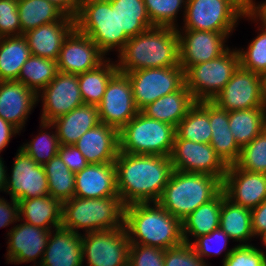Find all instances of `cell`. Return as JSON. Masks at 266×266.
I'll return each instance as SVG.
<instances>
[{
	"label": "cell",
	"mask_w": 266,
	"mask_h": 266,
	"mask_svg": "<svg viewBox=\"0 0 266 266\" xmlns=\"http://www.w3.org/2000/svg\"><path fill=\"white\" fill-rule=\"evenodd\" d=\"M114 164L124 206L158 202L173 172L170 157L160 155L119 152Z\"/></svg>",
	"instance_id": "6da1fadb"
},
{
	"label": "cell",
	"mask_w": 266,
	"mask_h": 266,
	"mask_svg": "<svg viewBox=\"0 0 266 266\" xmlns=\"http://www.w3.org/2000/svg\"><path fill=\"white\" fill-rule=\"evenodd\" d=\"M118 54L117 69L125 74L146 68L178 66L180 63L177 28H149L129 38Z\"/></svg>",
	"instance_id": "7a4b0ae2"
},
{
	"label": "cell",
	"mask_w": 266,
	"mask_h": 266,
	"mask_svg": "<svg viewBox=\"0 0 266 266\" xmlns=\"http://www.w3.org/2000/svg\"><path fill=\"white\" fill-rule=\"evenodd\" d=\"M124 226L131 244L166 250L184 243L182 221L171 215L158 202L125 206Z\"/></svg>",
	"instance_id": "3957f363"
},
{
	"label": "cell",
	"mask_w": 266,
	"mask_h": 266,
	"mask_svg": "<svg viewBox=\"0 0 266 266\" xmlns=\"http://www.w3.org/2000/svg\"><path fill=\"white\" fill-rule=\"evenodd\" d=\"M221 190L222 181L218 177L173 170L158 203L182 221Z\"/></svg>",
	"instance_id": "277c9868"
},
{
	"label": "cell",
	"mask_w": 266,
	"mask_h": 266,
	"mask_svg": "<svg viewBox=\"0 0 266 266\" xmlns=\"http://www.w3.org/2000/svg\"><path fill=\"white\" fill-rule=\"evenodd\" d=\"M124 207L119 196L73 197L62 203V227L81 235L80 229L84 234L116 229L124 225Z\"/></svg>",
	"instance_id": "5b68a950"
},
{
	"label": "cell",
	"mask_w": 266,
	"mask_h": 266,
	"mask_svg": "<svg viewBox=\"0 0 266 266\" xmlns=\"http://www.w3.org/2000/svg\"><path fill=\"white\" fill-rule=\"evenodd\" d=\"M175 135L174 126L139 112L119 131V152L169 157Z\"/></svg>",
	"instance_id": "8992f818"
},
{
	"label": "cell",
	"mask_w": 266,
	"mask_h": 266,
	"mask_svg": "<svg viewBox=\"0 0 266 266\" xmlns=\"http://www.w3.org/2000/svg\"><path fill=\"white\" fill-rule=\"evenodd\" d=\"M75 28L87 35L104 55L114 48L120 52L129 39L127 35H118L117 10L110 0H81Z\"/></svg>",
	"instance_id": "52a82bcc"
},
{
	"label": "cell",
	"mask_w": 266,
	"mask_h": 266,
	"mask_svg": "<svg viewBox=\"0 0 266 266\" xmlns=\"http://www.w3.org/2000/svg\"><path fill=\"white\" fill-rule=\"evenodd\" d=\"M239 65L237 48L228 49L216 59L188 67L184 71L185 86L196 102L212 101Z\"/></svg>",
	"instance_id": "ba28073f"
},
{
	"label": "cell",
	"mask_w": 266,
	"mask_h": 266,
	"mask_svg": "<svg viewBox=\"0 0 266 266\" xmlns=\"http://www.w3.org/2000/svg\"><path fill=\"white\" fill-rule=\"evenodd\" d=\"M244 15L234 0H187L182 29L224 33L229 37Z\"/></svg>",
	"instance_id": "9c48e42d"
},
{
	"label": "cell",
	"mask_w": 266,
	"mask_h": 266,
	"mask_svg": "<svg viewBox=\"0 0 266 266\" xmlns=\"http://www.w3.org/2000/svg\"><path fill=\"white\" fill-rule=\"evenodd\" d=\"M86 266H128L130 241L125 226L81 236Z\"/></svg>",
	"instance_id": "30bf717a"
},
{
	"label": "cell",
	"mask_w": 266,
	"mask_h": 266,
	"mask_svg": "<svg viewBox=\"0 0 266 266\" xmlns=\"http://www.w3.org/2000/svg\"><path fill=\"white\" fill-rule=\"evenodd\" d=\"M131 81L136 107L141 111L158 98L178 91L184 84V69L174 67L146 68L126 73Z\"/></svg>",
	"instance_id": "8fae6325"
},
{
	"label": "cell",
	"mask_w": 266,
	"mask_h": 266,
	"mask_svg": "<svg viewBox=\"0 0 266 266\" xmlns=\"http://www.w3.org/2000/svg\"><path fill=\"white\" fill-rule=\"evenodd\" d=\"M211 102L227 112L265 107L263 78L239 65L230 81Z\"/></svg>",
	"instance_id": "7c38bea8"
},
{
	"label": "cell",
	"mask_w": 266,
	"mask_h": 266,
	"mask_svg": "<svg viewBox=\"0 0 266 266\" xmlns=\"http://www.w3.org/2000/svg\"><path fill=\"white\" fill-rule=\"evenodd\" d=\"M99 119L120 131L140 111L127 74L117 71L109 80L102 101L97 105Z\"/></svg>",
	"instance_id": "4fadbf2b"
},
{
	"label": "cell",
	"mask_w": 266,
	"mask_h": 266,
	"mask_svg": "<svg viewBox=\"0 0 266 266\" xmlns=\"http://www.w3.org/2000/svg\"><path fill=\"white\" fill-rule=\"evenodd\" d=\"M173 170L225 177L227 166L216 155L210 144L196 143L186 139H174L169 156Z\"/></svg>",
	"instance_id": "5bb4252c"
},
{
	"label": "cell",
	"mask_w": 266,
	"mask_h": 266,
	"mask_svg": "<svg viewBox=\"0 0 266 266\" xmlns=\"http://www.w3.org/2000/svg\"><path fill=\"white\" fill-rule=\"evenodd\" d=\"M17 151L5 192L17 201L49 195L43 165H38L22 149Z\"/></svg>",
	"instance_id": "9a60e30c"
},
{
	"label": "cell",
	"mask_w": 266,
	"mask_h": 266,
	"mask_svg": "<svg viewBox=\"0 0 266 266\" xmlns=\"http://www.w3.org/2000/svg\"><path fill=\"white\" fill-rule=\"evenodd\" d=\"M37 94L42 100L41 121L51 123L84 104L77 75L58 72L55 78Z\"/></svg>",
	"instance_id": "2e32d148"
},
{
	"label": "cell",
	"mask_w": 266,
	"mask_h": 266,
	"mask_svg": "<svg viewBox=\"0 0 266 266\" xmlns=\"http://www.w3.org/2000/svg\"><path fill=\"white\" fill-rule=\"evenodd\" d=\"M178 29L179 63L184 71L193 65L216 59L229 49L225 44L229 37L224 33Z\"/></svg>",
	"instance_id": "e0dca14e"
},
{
	"label": "cell",
	"mask_w": 266,
	"mask_h": 266,
	"mask_svg": "<svg viewBox=\"0 0 266 266\" xmlns=\"http://www.w3.org/2000/svg\"><path fill=\"white\" fill-rule=\"evenodd\" d=\"M98 46L76 28L65 39L57 60L58 72L79 75L96 69L107 58Z\"/></svg>",
	"instance_id": "ac0fdd59"
},
{
	"label": "cell",
	"mask_w": 266,
	"mask_h": 266,
	"mask_svg": "<svg viewBox=\"0 0 266 266\" xmlns=\"http://www.w3.org/2000/svg\"><path fill=\"white\" fill-rule=\"evenodd\" d=\"M222 190L228 200L252 210L266 200V174L227 166Z\"/></svg>",
	"instance_id": "d6986e66"
},
{
	"label": "cell",
	"mask_w": 266,
	"mask_h": 266,
	"mask_svg": "<svg viewBox=\"0 0 266 266\" xmlns=\"http://www.w3.org/2000/svg\"><path fill=\"white\" fill-rule=\"evenodd\" d=\"M51 230L28 223H20L7 233L8 246L6 260L9 263L22 264L35 261L41 263Z\"/></svg>",
	"instance_id": "ffe728a7"
},
{
	"label": "cell",
	"mask_w": 266,
	"mask_h": 266,
	"mask_svg": "<svg viewBox=\"0 0 266 266\" xmlns=\"http://www.w3.org/2000/svg\"><path fill=\"white\" fill-rule=\"evenodd\" d=\"M37 103V93L22 82L0 81V117L19 131L25 126L29 114Z\"/></svg>",
	"instance_id": "44dd1931"
},
{
	"label": "cell",
	"mask_w": 266,
	"mask_h": 266,
	"mask_svg": "<svg viewBox=\"0 0 266 266\" xmlns=\"http://www.w3.org/2000/svg\"><path fill=\"white\" fill-rule=\"evenodd\" d=\"M75 29V18L65 15L59 21L41 25L24 33L31 55L58 60L61 47Z\"/></svg>",
	"instance_id": "7402d4cb"
},
{
	"label": "cell",
	"mask_w": 266,
	"mask_h": 266,
	"mask_svg": "<svg viewBox=\"0 0 266 266\" xmlns=\"http://www.w3.org/2000/svg\"><path fill=\"white\" fill-rule=\"evenodd\" d=\"M119 196L114 162L88 164L75 173L74 197L94 199Z\"/></svg>",
	"instance_id": "603a6c76"
},
{
	"label": "cell",
	"mask_w": 266,
	"mask_h": 266,
	"mask_svg": "<svg viewBox=\"0 0 266 266\" xmlns=\"http://www.w3.org/2000/svg\"><path fill=\"white\" fill-rule=\"evenodd\" d=\"M74 145L89 164L115 162L119 153V131L100 123L86 131Z\"/></svg>",
	"instance_id": "cb8c5ba5"
},
{
	"label": "cell",
	"mask_w": 266,
	"mask_h": 266,
	"mask_svg": "<svg viewBox=\"0 0 266 266\" xmlns=\"http://www.w3.org/2000/svg\"><path fill=\"white\" fill-rule=\"evenodd\" d=\"M100 123L98 106L82 104L51 123L41 121L40 128L56 129L60 145H74L86 131Z\"/></svg>",
	"instance_id": "d4e9b609"
},
{
	"label": "cell",
	"mask_w": 266,
	"mask_h": 266,
	"mask_svg": "<svg viewBox=\"0 0 266 266\" xmlns=\"http://www.w3.org/2000/svg\"><path fill=\"white\" fill-rule=\"evenodd\" d=\"M81 234L58 227L51 230L38 266H84Z\"/></svg>",
	"instance_id": "484cf974"
},
{
	"label": "cell",
	"mask_w": 266,
	"mask_h": 266,
	"mask_svg": "<svg viewBox=\"0 0 266 266\" xmlns=\"http://www.w3.org/2000/svg\"><path fill=\"white\" fill-rule=\"evenodd\" d=\"M209 121L212 132L210 145L226 166L234 165L239 158L241 147L230 131L229 112L209 101Z\"/></svg>",
	"instance_id": "4316f807"
},
{
	"label": "cell",
	"mask_w": 266,
	"mask_h": 266,
	"mask_svg": "<svg viewBox=\"0 0 266 266\" xmlns=\"http://www.w3.org/2000/svg\"><path fill=\"white\" fill-rule=\"evenodd\" d=\"M196 103L185 84L173 93L158 98L140 112L146 117L168 123L176 128Z\"/></svg>",
	"instance_id": "83f0119b"
},
{
	"label": "cell",
	"mask_w": 266,
	"mask_h": 266,
	"mask_svg": "<svg viewBox=\"0 0 266 266\" xmlns=\"http://www.w3.org/2000/svg\"><path fill=\"white\" fill-rule=\"evenodd\" d=\"M19 220L44 228L56 229L62 226V203L49 195L20 200Z\"/></svg>",
	"instance_id": "f1b7e54d"
},
{
	"label": "cell",
	"mask_w": 266,
	"mask_h": 266,
	"mask_svg": "<svg viewBox=\"0 0 266 266\" xmlns=\"http://www.w3.org/2000/svg\"><path fill=\"white\" fill-rule=\"evenodd\" d=\"M224 196L225 193L221 190L213 199L200 205L182 220L184 243L190 244L192 237L195 239L219 228L220 211Z\"/></svg>",
	"instance_id": "f546056e"
},
{
	"label": "cell",
	"mask_w": 266,
	"mask_h": 266,
	"mask_svg": "<svg viewBox=\"0 0 266 266\" xmlns=\"http://www.w3.org/2000/svg\"><path fill=\"white\" fill-rule=\"evenodd\" d=\"M251 210L239 206L223 197L220 211L219 227L239 245H250L248 241L254 237L251 223Z\"/></svg>",
	"instance_id": "4dcf8cb0"
},
{
	"label": "cell",
	"mask_w": 266,
	"mask_h": 266,
	"mask_svg": "<svg viewBox=\"0 0 266 266\" xmlns=\"http://www.w3.org/2000/svg\"><path fill=\"white\" fill-rule=\"evenodd\" d=\"M174 139H186L210 144L212 138L209 121V101L196 102L175 128Z\"/></svg>",
	"instance_id": "1f68e13d"
},
{
	"label": "cell",
	"mask_w": 266,
	"mask_h": 266,
	"mask_svg": "<svg viewBox=\"0 0 266 266\" xmlns=\"http://www.w3.org/2000/svg\"><path fill=\"white\" fill-rule=\"evenodd\" d=\"M30 56L23 35L0 38V81L18 80L21 68Z\"/></svg>",
	"instance_id": "d6a6232c"
},
{
	"label": "cell",
	"mask_w": 266,
	"mask_h": 266,
	"mask_svg": "<svg viewBox=\"0 0 266 266\" xmlns=\"http://www.w3.org/2000/svg\"><path fill=\"white\" fill-rule=\"evenodd\" d=\"M117 10L118 35L135 37L154 27L147 15L144 0H110Z\"/></svg>",
	"instance_id": "836d02e7"
},
{
	"label": "cell",
	"mask_w": 266,
	"mask_h": 266,
	"mask_svg": "<svg viewBox=\"0 0 266 266\" xmlns=\"http://www.w3.org/2000/svg\"><path fill=\"white\" fill-rule=\"evenodd\" d=\"M229 128L237 144L243 147L266 128V107L229 112Z\"/></svg>",
	"instance_id": "e575fe53"
},
{
	"label": "cell",
	"mask_w": 266,
	"mask_h": 266,
	"mask_svg": "<svg viewBox=\"0 0 266 266\" xmlns=\"http://www.w3.org/2000/svg\"><path fill=\"white\" fill-rule=\"evenodd\" d=\"M21 35L41 25L62 19L65 14L48 0H21L17 2Z\"/></svg>",
	"instance_id": "d590c367"
},
{
	"label": "cell",
	"mask_w": 266,
	"mask_h": 266,
	"mask_svg": "<svg viewBox=\"0 0 266 266\" xmlns=\"http://www.w3.org/2000/svg\"><path fill=\"white\" fill-rule=\"evenodd\" d=\"M106 59L96 69L77 75L84 104L98 105L111 77L118 71L116 63Z\"/></svg>",
	"instance_id": "8d00e7d4"
},
{
	"label": "cell",
	"mask_w": 266,
	"mask_h": 266,
	"mask_svg": "<svg viewBox=\"0 0 266 266\" xmlns=\"http://www.w3.org/2000/svg\"><path fill=\"white\" fill-rule=\"evenodd\" d=\"M48 180L49 196L61 203L75 195V173L56 155L43 165Z\"/></svg>",
	"instance_id": "74e56055"
},
{
	"label": "cell",
	"mask_w": 266,
	"mask_h": 266,
	"mask_svg": "<svg viewBox=\"0 0 266 266\" xmlns=\"http://www.w3.org/2000/svg\"><path fill=\"white\" fill-rule=\"evenodd\" d=\"M57 73V61L31 55L23 64L17 81L38 94Z\"/></svg>",
	"instance_id": "f35d334b"
},
{
	"label": "cell",
	"mask_w": 266,
	"mask_h": 266,
	"mask_svg": "<svg viewBox=\"0 0 266 266\" xmlns=\"http://www.w3.org/2000/svg\"><path fill=\"white\" fill-rule=\"evenodd\" d=\"M147 15L153 26L177 28V14L187 0H144Z\"/></svg>",
	"instance_id": "ab89813d"
},
{
	"label": "cell",
	"mask_w": 266,
	"mask_h": 266,
	"mask_svg": "<svg viewBox=\"0 0 266 266\" xmlns=\"http://www.w3.org/2000/svg\"><path fill=\"white\" fill-rule=\"evenodd\" d=\"M235 165L243 170L266 174V128L250 143L241 147Z\"/></svg>",
	"instance_id": "60d3db41"
},
{
	"label": "cell",
	"mask_w": 266,
	"mask_h": 266,
	"mask_svg": "<svg viewBox=\"0 0 266 266\" xmlns=\"http://www.w3.org/2000/svg\"><path fill=\"white\" fill-rule=\"evenodd\" d=\"M43 131L40 129V133L35 138L20 146V149L28 154L38 165H44L58 155L60 146L56 130L51 131L52 133Z\"/></svg>",
	"instance_id": "b9f144b4"
},
{
	"label": "cell",
	"mask_w": 266,
	"mask_h": 266,
	"mask_svg": "<svg viewBox=\"0 0 266 266\" xmlns=\"http://www.w3.org/2000/svg\"><path fill=\"white\" fill-rule=\"evenodd\" d=\"M257 34L248 45L247 50H237L240 66L263 76L266 73V29L260 27Z\"/></svg>",
	"instance_id": "7bdbcfd3"
},
{
	"label": "cell",
	"mask_w": 266,
	"mask_h": 266,
	"mask_svg": "<svg viewBox=\"0 0 266 266\" xmlns=\"http://www.w3.org/2000/svg\"><path fill=\"white\" fill-rule=\"evenodd\" d=\"M225 253L222 266H266V252L252 244H238Z\"/></svg>",
	"instance_id": "ee69618b"
},
{
	"label": "cell",
	"mask_w": 266,
	"mask_h": 266,
	"mask_svg": "<svg viewBox=\"0 0 266 266\" xmlns=\"http://www.w3.org/2000/svg\"><path fill=\"white\" fill-rule=\"evenodd\" d=\"M231 238L219 227L211 233L201 235L190 243L197 255L206 263V257L220 255L227 249V243ZM205 258V260H204Z\"/></svg>",
	"instance_id": "f6af8a7d"
},
{
	"label": "cell",
	"mask_w": 266,
	"mask_h": 266,
	"mask_svg": "<svg viewBox=\"0 0 266 266\" xmlns=\"http://www.w3.org/2000/svg\"><path fill=\"white\" fill-rule=\"evenodd\" d=\"M164 254L160 248L130 244L128 266H164Z\"/></svg>",
	"instance_id": "bcb514c9"
},
{
	"label": "cell",
	"mask_w": 266,
	"mask_h": 266,
	"mask_svg": "<svg viewBox=\"0 0 266 266\" xmlns=\"http://www.w3.org/2000/svg\"><path fill=\"white\" fill-rule=\"evenodd\" d=\"M164 266H208L193 250L190 244L183 243L165 250Z\"/></svg>",
	"instance_id": "7dc6e473"
},
{
	"label": "cell",
	"mask_w": 266,
	"mask_h": 266,
	"mask_svg": "<svg viewBox=\"0 0 266 266\" xmlns=\"http://www.w3.org/2000/svg\"><path fill=\"white\" fill-rule=\"evenodd\" d=\"M20 35L21 25L17 2L0 0V38Z\"/></svg>",
	"instance_id": "c3c4849f"
},
{
	"label": "cell",
	"mask_w": 266,
	"mask_h": 266,
	"mask_svg": "<svg viewBox=\"0 0 266 266\" xmlns=\"http://www.w3.org/2000/svg\"><path fill=\"white\" fill-rule=\"evenodd\" d=\"M58 155L73 173L81 171L89 164L75 145H60Z\"/></svg>",
	"instance_id": "681fc988"
},
{
	"label": "cell",
	"mask_w": 266,
	"mask_h": 266,
	"mask_svg": "<svg viewBox=\"0 0 266 266\" xmlns=\"http://www.w3.org/2000/svg\"><path fill=\"white\" fill-rule=\"evenodd\" d=\"M16 222H20L18 201L11 198L9 203L5 198L0 197V228Z\"/></svg>",
	"instance_id": "f907efd6"
},
{
	"label": "cell",
	"mask_w": 266,
	"mask_h": 266,
	"mask_svg": "<svg viewBox=\"0 0 266 266\" xmlns=\"http://www.w3.org/2000/svg\"><path fill=\"white\" fill-rule=\"evenodd\" d=\"M251 223L254 238L257 236L262 240L266 237V200L251 210Z\"/></svg>",
	"instance_id": "816d5d0a"
},
{
	"label": "cell",
	"mask_w": 266,
	"mask_h": 266,
	"mask_svg": "<svg viewBox=\"0 0 266 266\" xmlns=\"http://www.w3.org/2000/svg\"><path fill=\"white\" fill-rule=\"evenodd\" d=\"M244 17H248V20H256L255 22L260 21V26L266 29V0L258 5L252 0L248 9L245 11Z\"/></svg>",
	"instance_id": "f5cc1de1"
},
{
	"label": "cell",
	"mask_w": 266,
	"mask_h": 266,
	"mask_svg": "<svg viewBox=\"0 0 266 266\" xmlns=\"http://www.w3.org/2000/svg\"><path fill=\"white\" fill-rule=\"evenodd\" d=\"M19 132L15 126L0 117V153L5 150L11 137Z\"/></svg>",
	"instance_id": "db71d44e"
},
{
	"label": "cell",
	"mask_w": 266,
	"mask_h": 266,
	"mask_svg": "<svg viewBox=\"0 0 266 266\" xmlns=\"http://www.w3.org/2000/svg\"><path fill=\"white\" fill-rule=\"evenodd\" d=\"M55 4L60 10L68 16L75 18L80 8L81 0H48Z\"/></svg>",
	"instance_id": "11a10c76"
},
{
	"label": "cell",
	"mask_w": 266,
	"mask_h": 266,
	"mask_svg": "<svg viewBox=\"0 0 266 266\" xmlns=\"http://www.w3.org/2000/svg\"><path fill=\"white\" fill-rule=\"evenodd\" d=\"M6 166L4 165L3 158L0 157V191H4L6 189V182H7V176H9L6 172L7 170L5 169Z\"/></svg>",
	"instance_id": "9f6ffc18"
},
{
	"label": "cell",
	"mask_w": 266,
	"mask_h": 266,
	"mask_svg": "<svg viewBox=\"0 0 266 266\" xmlns=\"http://www.w3.org/2000/svg\"><path fill=\"white\" fill-rule=\"evenodd\" d=\"M244 11H246L252 0H234Z\"/></svg>",
	"instance_id": "6f0895ef"
},
{
	"label": "cell",
	"mask_w": 266,
	"mask_h": 266,
	"mask_svg": "<svg viewBox=\"0 0 266 266\" xmlns=\"http://www.w3.org/2000/svg\"><path fill=\"white\" fill-rule=\"evenodd\" d=\"M263 78V90H264V105L266 107V73L262 76Z\"/></svg>",
	"instance_id": "680465c9"
},
{
	"label": "cell",
	"mask_w": 266,
	"mask_h": 266,
	"mask_svg": "<svg viewBox=\"0 0 266 266\" xmlns=\"http://www.w3.org/2000/svg\"><path fill=\"white\" fill-rule=\"evenodd\" d=\"M261 243H263V246L266 247V237L262 239Z\"/></svg>",
	"instance_id": "91938a15"
}]
</instances>
